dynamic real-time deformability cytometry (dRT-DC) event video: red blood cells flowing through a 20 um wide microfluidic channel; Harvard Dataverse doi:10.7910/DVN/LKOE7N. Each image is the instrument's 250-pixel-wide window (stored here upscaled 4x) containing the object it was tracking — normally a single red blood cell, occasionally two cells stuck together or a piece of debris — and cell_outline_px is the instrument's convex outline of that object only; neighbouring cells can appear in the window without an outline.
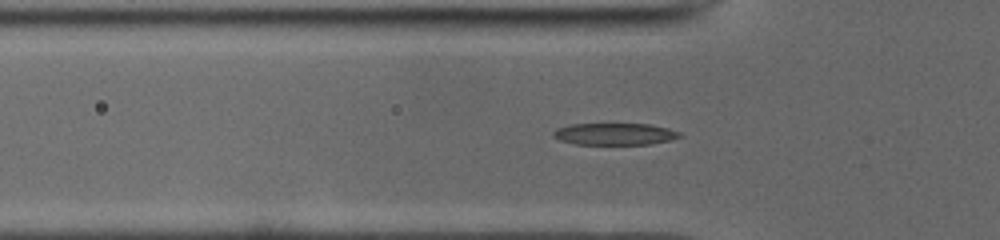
{"species": "common noctule bat (a hibernating species)", "species_latin": "Nyctalus noctula", "temperature_condition": "cold", "stored_images_in_passage": 40, "camera_frame_rate_fps": 3000, "um_per_image_px": 0.085, "animal": {"sex": "male", "body_mass_g": 19.0, "forearm_length_mm": 50.8}, "frame": {"image": 1, "passage_image": 5, "time_ms": 1.333, "image_size_px": [1000, 240], "cell_outline_px": [[684, 136], [672, 140], [648, 144], [576, 144], [560, 140], [552, 136], [552, 132], [556, 128], [572, 124], [648, 124], [668, 128], [680, 132]], "centroid_in_image_um": [52.27, 11.39], "position_along_channel_um": 73.5, "area_um2": 16.13}}
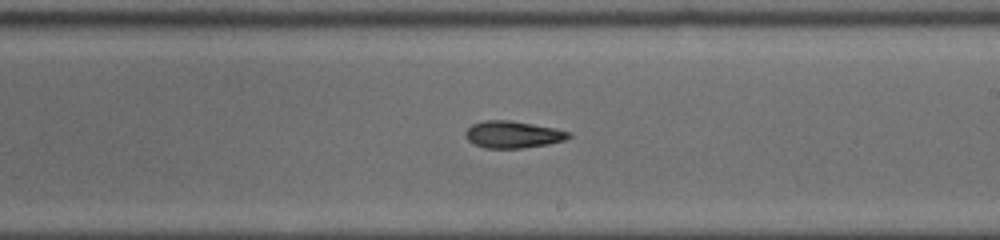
{"frame": {"image": 2, "passage_image": 18, "time_ms": 5.667, "image_size_px": [1000, 240], "cell_outline_px": [[572, 136], [564, 140], [548, 144], [520, 148], [484, 148], [468, 140], [464, 136], [464, 132], [472, 124], [484, 120], [508, 120], [532, 124], [572, 132]], "centroid_in_image_um": [43.57, 11.43], "position_along_channel_um": 245.4, "area_um2": 16.13}}
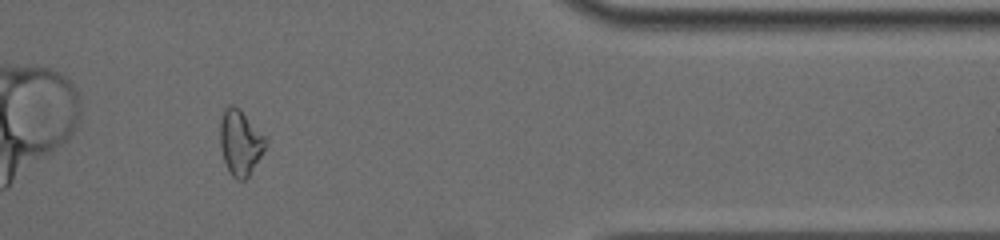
{"frame": {"image": 3, "passage_image": 31, "time_ms": 10.0, "image_size_px": [1000, 240], "cell_outline_px": [[264, 148], [260, 156], [248, 176], [244, 180], [236, 180], [232, 176], [224, 160], [220, 144], [220, 124], [224, 108], [232, 104], [240, 108], [264, 136]], "centroid_in_image_um": [20.38, 12.09], "position_along_channel_um": 391.0, "area_um2": 16.82}, "authors_computed_cell_mechanics": {"area_um2": 16.4152, "velocity_mm_per_s": 3.9636, "shape_relaxation_time_tau1_ms": 3.0768, "shape_relaxation_time_tau2_ms": 4.6834, "deformation_change_tau1": 0.1684, "deformation_change_tau2": 0.1462}}